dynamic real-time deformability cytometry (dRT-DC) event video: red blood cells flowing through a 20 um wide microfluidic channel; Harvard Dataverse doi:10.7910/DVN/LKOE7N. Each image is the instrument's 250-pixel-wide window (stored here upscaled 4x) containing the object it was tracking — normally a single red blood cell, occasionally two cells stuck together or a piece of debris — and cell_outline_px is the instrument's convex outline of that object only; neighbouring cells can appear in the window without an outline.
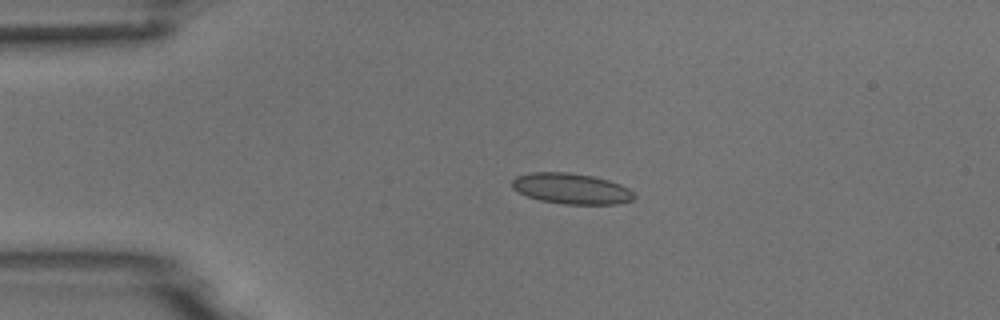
{"species": "common noctule bat (a hibernating species)", "species_latin": "Nyctalus noctula", "temperature_condition": "room temperature", "stored_images_in_passage": 2, "camera_frame_rate_fps": 3000, "um_per_image_px": 0.085, "animal": {"sex": "male", "body_mass_g": 18.8}, "frame": {"image": 1, "passage_image": 1, "time_ms": 0.0, "image_size_px": [1000, 320], "cell_outline_px": [[636, 196], [632, 200], [616, 204], [564, 204], [540, 200], [528, 196], [512, 188], [512, 180], [516, 176], [532, 172], [568, 172], [592, 176], [608, 180], [620, 184], [628, 188]], "centroid_in_image_um": [48.56, 16.03], "position_along_channel_um": 36.4, "area_um2": 21.73}}